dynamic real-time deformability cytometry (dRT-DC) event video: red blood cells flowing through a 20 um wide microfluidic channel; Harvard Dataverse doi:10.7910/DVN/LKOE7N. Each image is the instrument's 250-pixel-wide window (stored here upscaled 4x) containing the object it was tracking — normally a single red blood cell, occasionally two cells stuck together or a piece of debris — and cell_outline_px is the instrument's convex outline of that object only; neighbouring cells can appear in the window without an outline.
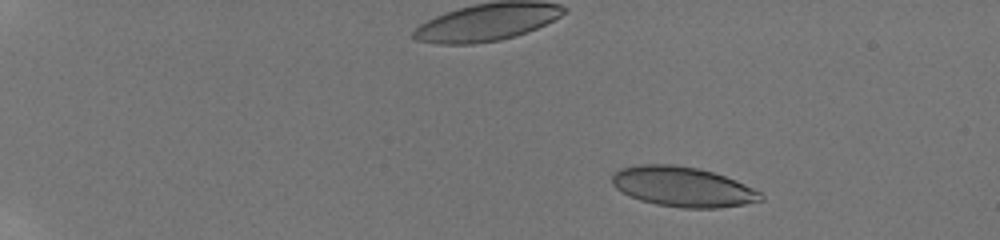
{"species": "human", "species_latin": "Homo sapiens", "temperature_condition": "room temperature", "stored_images_in_passage": 44, "camera_frame_rate_fps": 3000, "um_per_image_px": 0.085, "donor": {"sex": "male"}, "frame": {"image": 1, "passage_image": 5, "time_ms": 1.0, "image_size_px": [1000, 240], "cell_outline_px": [[764, 200], [744, 204], [716, 208], [684, 208], [656, 204], [640, 200], [628, 196], [620, 192], [612, 184], [612, 176], [620, 168], [640, 164], [676, 164], [700, 168], [736, 180], [760, 192], [764, 196]], "centroid_in_image_um": [58.01, 15.87], "position_along_channel_um": 27.0, "area_um2": 34.74}}
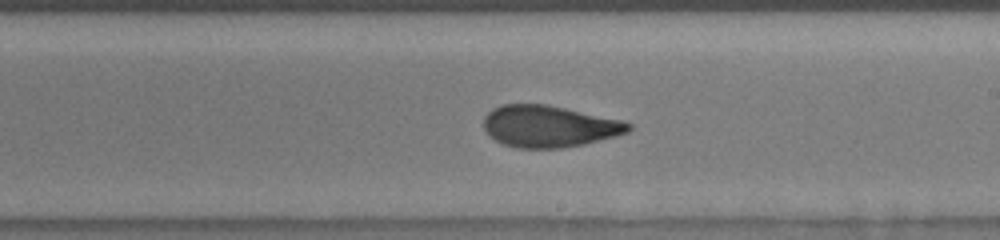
{"frame": {"image": 2, "passage_image": 27, "time_ms": 10.0, "image_size_px": [1000, 240], "cell_outline_px": [[632, 128], [628, 132], [616, 136], [584, 144], [560, 148], [516, 148], [504, 144], [488, 136], [484, 128], [484, 116], [492, 108], [500, 104], [544, 104], [564, 108], [620, 120], [632, 124]], "centroid_in_image_um": [46.63, 10.74], "position_along_channel_um": 242.4, "area_um2": 35.08}}
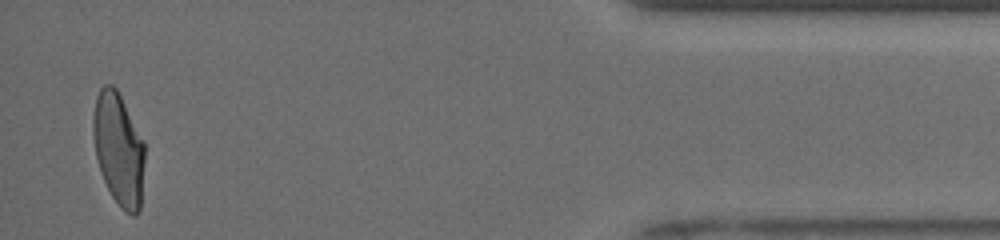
{"frame": {"image": 3, "passage_image": 43, "time_ms": 16.0, "image_size_px": [1000, 240], "cell_outline_px": [[144, 160], [140, 208], [136, 216], [132, 216], [124, 212], [120, 208], [112, 196], [100, 172], [96, 156], [92, 132], [92, 116], [96, 96], [100, 88], [104, 84], [112, 84], [116, 88], [144, 140]], "centroid_in_image_um": [10.07, 12.67], "position_along_channel_um": 425.1, "area_um2": 34.04}, "authors_computed_cell_mechanics": {"area_um2": 34.8823, "velocity_mm_per_s": 3.9476, "shape_relaxation_time_tau1_ms": 6.3926, "shape_relaxation_time_tau2_ms": 1.2873, "deformation_change_tau1": 0.2106, "deformation_change_tau2": 0.0752}}